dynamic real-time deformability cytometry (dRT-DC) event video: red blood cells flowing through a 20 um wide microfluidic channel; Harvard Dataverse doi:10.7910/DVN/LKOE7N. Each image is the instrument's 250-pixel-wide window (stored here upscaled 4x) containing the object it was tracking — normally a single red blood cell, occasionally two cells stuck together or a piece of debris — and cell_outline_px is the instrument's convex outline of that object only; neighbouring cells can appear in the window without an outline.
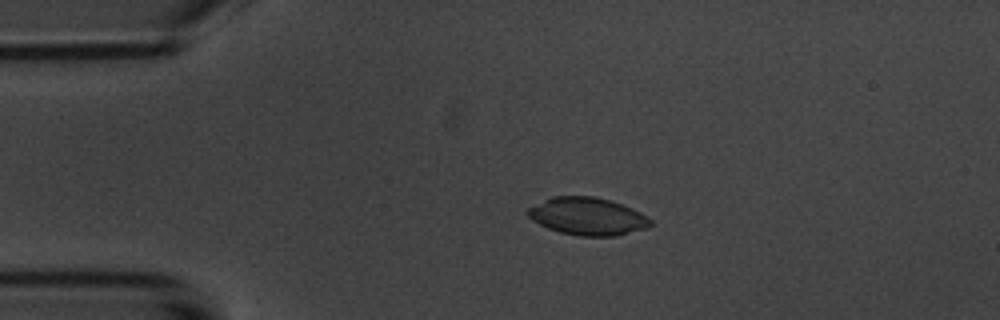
{"species": "common noctule bat (a hibernating species)", "species_latin": "Nyctalus noctula", "temperature_condition": "room temperature", "stored_images_in_passage": 2, "camera_frame_rate_fps": 3000, "um_per_image_px": 0.085, "animal": {"sex": "male", "body_mass_g": 20.1, "forearm_length_mm": 53.5}, "frame": {"image": 1, "passage_image": 1, "time_ms": 0.0, "image_size_px": [1000, 320], "cell_outline_px": [[652, 224], [648, 228], [616, 236], [580, 236], [560, 232], [548, 228], [532, 220], [528, 216], [528, 208], [552, 196], [596, 196], [632, 208], [640, 212], [652, 220]], "centroid_in_image_um": [49.96, 18.39], "position_along_channel_um": 35.0, "area_um2": 26.76}}